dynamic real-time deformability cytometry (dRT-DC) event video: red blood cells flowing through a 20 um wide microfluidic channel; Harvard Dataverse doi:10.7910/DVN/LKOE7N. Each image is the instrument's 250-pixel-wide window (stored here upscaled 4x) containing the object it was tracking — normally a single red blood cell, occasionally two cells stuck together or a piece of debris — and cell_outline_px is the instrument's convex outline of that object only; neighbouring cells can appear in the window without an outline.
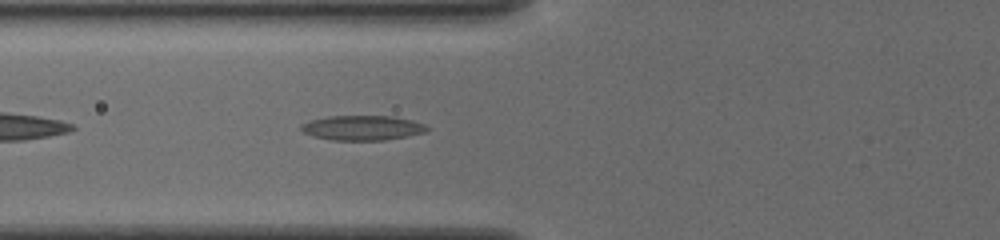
{"species": "common noctule bat (a hibernating species)", "species_latin": "Nyctalus noctula", "temperature_condition": "cold", "stored_images_in_passage": 37, "camera_frame_rate_fps": 3000, "um_per_image_px": 0.085, "animal": {"sex": "female", "body_mass_g": 19.5, "forearm_length_mm": 54.1}, "frame": {"image": 1, "passage_image": 5, "time_ms": 1.333, "image_size_px": [1000, 240], "cell_outline_px": [[428, 128], [424, 132], [384, 140], [332, 140], [312, 136], [304, 132], [300, 128], [300, 124], [308, 120], [328, 116], [392, 116], [412, 120], [424, 124]], "centroid_in_image_um": [30.73, 10.86], "position_along_channel_um": 95.1, "area_um2": 18.09}}
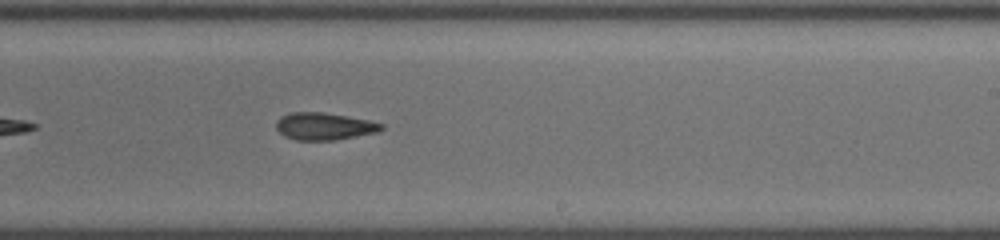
{"frame": {"image": 2, "passage_image": 18, "time_ms": 5.667, "image_size_px": [1000, 240], "cell_outline_px": [[384, 128], [376, 132], [336, 140], [296, 140], [284, 136], [276, 128], [276, 120], [280, 116], [292, 112], [324, 112], [348, 116], [368, 120], [384, 124]], "centroid_in_image_um": [27.53, 10.73], "position_along_channel_um": 261.5, "area_um2": 16.76}}
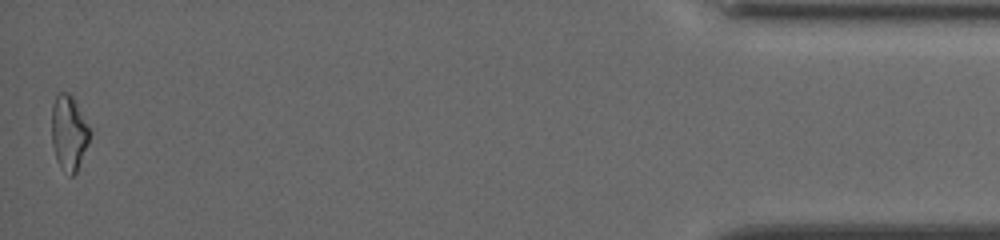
{"frame": {"image": 3, "passage_image": 37, "time_ms": 12.0, "image_size_px": [1000, 240], "cell_outline_px": [[92, 132], [88, 144], [76, 172], [72, 176], [68, 176], [60, 168], [56, 160], [52, 144], [52, 104], [56, 96], [60, 92], [68, 92], [72, 96]], "centroid_in_image_um": [5.85, 11.32], "position_along_channel_um": 429.4, "area_um2": 16.76}, "authors_computed_cell_mechanics": {"area_um2": 16.762, "velocity_mm_per_s": 3.8328, "shape_relaxation_time_tau1_ms": 8.0093, "shape_relaxation_time_tau2_ms": 6.147, "deformation_change_tau1": 0.1622, "deformation_change_tau2": 0.1776}}